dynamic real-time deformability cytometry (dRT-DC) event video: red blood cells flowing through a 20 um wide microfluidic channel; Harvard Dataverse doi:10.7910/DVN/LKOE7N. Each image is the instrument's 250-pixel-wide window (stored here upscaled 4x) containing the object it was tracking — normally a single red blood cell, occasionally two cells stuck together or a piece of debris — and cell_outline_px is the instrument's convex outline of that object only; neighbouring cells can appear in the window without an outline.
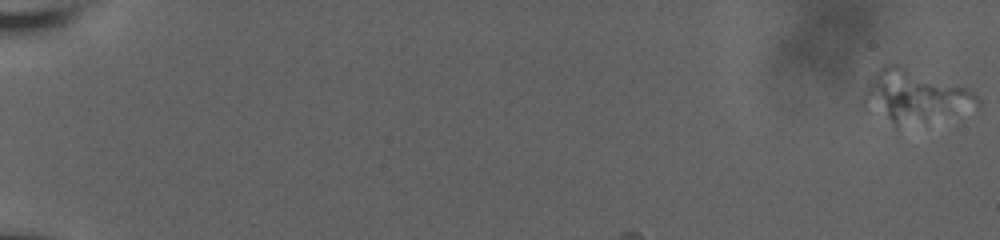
{"species": "human", "species_latin": "Homo sapiens", "temperature_condition": "room temperature", "stored_images_in_passage": 10, "camera_frame_rate_fps": 3000, "um_per_image_px": 0.085, "donor": {"sex": "male"}, "frame": {"image": 1, "passage_image": 1, "time_ms": 0.0, "image_size_px": [1000, 240], "cell_outline_px": [[980, 104], [976, 108], [896, 128], [868, 112], [864, 108], [864, 96], [868, 84], [876, 72], [884, 64], [900, 64], [968, 88], [980, 100]], "centroid_in_image_um": [77.7, 8.19], "position_along_channel_um": 7.3, "area_um2": 34.8}}